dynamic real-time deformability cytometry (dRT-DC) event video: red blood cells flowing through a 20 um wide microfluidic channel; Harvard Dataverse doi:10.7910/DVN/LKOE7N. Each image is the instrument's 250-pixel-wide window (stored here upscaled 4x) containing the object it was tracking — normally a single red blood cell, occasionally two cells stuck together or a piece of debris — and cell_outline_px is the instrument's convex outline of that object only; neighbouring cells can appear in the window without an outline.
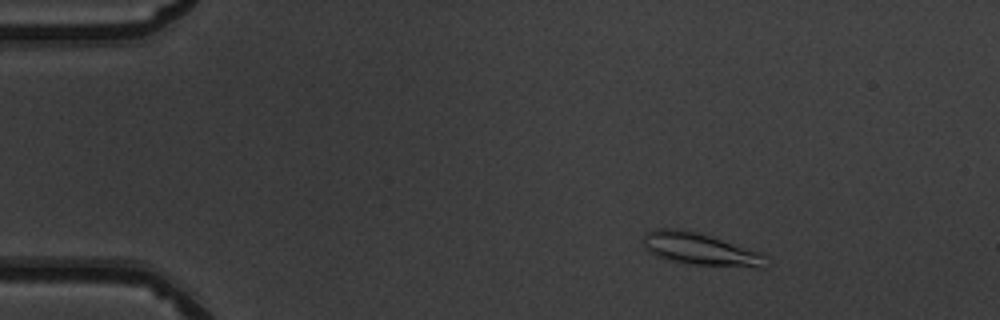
{"species": "common noctule bat (a hibernating species)", "species_latin": "Nyctalus noctula", "temperature_condition": "warm", "stored_images_in_passage": 51, "camera_frame_rate_fps": 3000, "um_per_image_px": 0.085, "animal": {"sex": "male", "body_mass_g": 19.5, "forearm_length_mm": 54.6}, "frame": {"image": 1, "passage_image": 8, "time_ms": 2.333, "image_size_px": [1000, 320], "cell_outline_px": [[772, 264], [764, 268], [756, 268], [692, 264], [660, 256], [644, 248], [644, 236], [652, 228], [676, 228], [700, 232], [764, 252]], "centroid_in_image_um": [59.7, 21.17], "position_along_channel_um": 25.3, "area_um2": 23.47}}
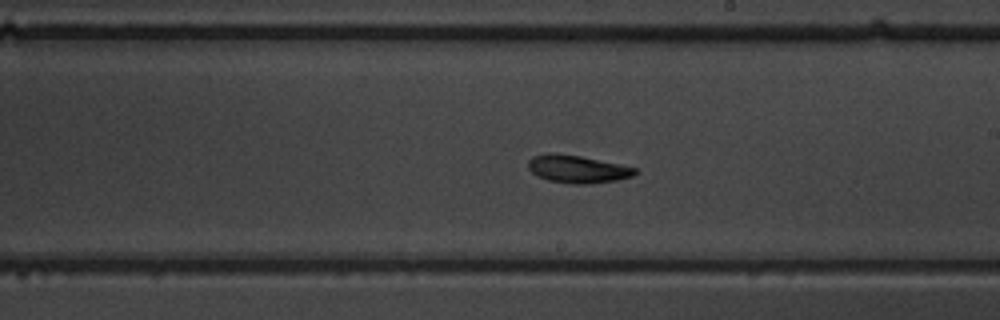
{"frame": {"image": 2, "passage_image": 30, "time_ms": 9.667, "image_size_px": [1000, 320], "cell_outline_px": [[636, 172], [632, 176], [616, 180], [592, 184], [572, 184], [548, 180], [532, 172], [528, 168], [528, 160], [532, 156], [548, 152], [556, 152], [580, 156], [620, 164], [636, 168]], "centroid_in_image_um": [49.05, 14.36], "position_along_channel_um": 239.9, "area_um2": 17.28}}
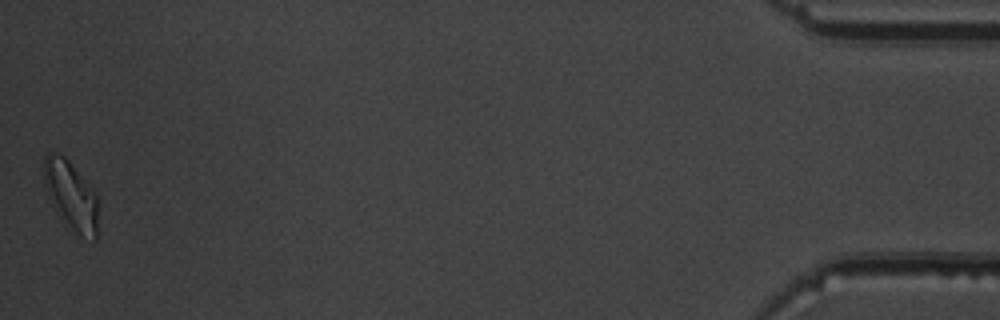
{"frame": {"image": 3, "passage_image": 51, "time_ms": 16.667, "image_size_px": [1000, 320], "cell_outline_px": [[96, 240], [92, 240], [80, 236], [56, 212], [52, 204], [44, 184], [44, 156], [48, 152], [56, 152], [64, 156], [68, 160], [96, 196]], "centroid_in_image_um": [5.98, 16.59], "position_along_channel_um": 429.2, "area_um2": 20.92}, "authors_computed_cell_mechanics": {"area_um2": 17.7446, "velocity_mm_per_s": 3.9881, "shape_relaxation_time_tau1_ms": 3.7808, "shape_relaxation_time_tau2_ms": 7.1317, "deformation_change_tau1": 0.0974, "deformation_change_tau2": 0.1319}}